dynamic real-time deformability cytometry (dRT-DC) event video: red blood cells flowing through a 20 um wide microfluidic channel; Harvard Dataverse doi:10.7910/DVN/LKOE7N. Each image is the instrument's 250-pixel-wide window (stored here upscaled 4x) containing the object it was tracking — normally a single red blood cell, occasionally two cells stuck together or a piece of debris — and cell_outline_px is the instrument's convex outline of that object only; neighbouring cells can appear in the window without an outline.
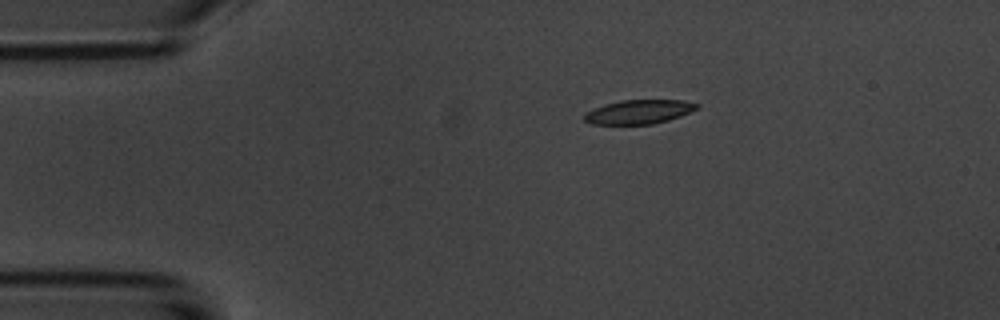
{"species": "common noctule bat (a hibernating species)", "species_latin": "Nyctalus noctula", "temperature_condition": "room temperature", "stored_images_in_passage": 9, "camera_frame_rate_fps": 3000, "um_per_image_px": 0.085, "animal": {"sex": "male", "body_mass_g": 20.1, "forearm_length_mm": 53.5}, "frame": {"image": 1, "passage_image": 1, "time_ms": 0.0, "image_size_px": [1000, 320], "cell_outline_px": [[700, 108], [680, 116], [668, 120], [652, 124], [588, 124], [584, 120], [584, 116], [592, 108], [604, 104], [620, 100], [680, 100], [700, 104]], "centroid_in_image_um": [54.3, 9.5], "position_along_channel_um": 30.7, "area_um2": 15.84}}
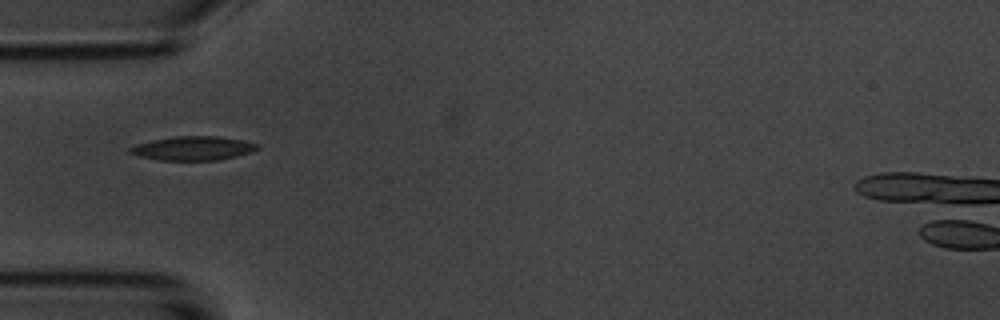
{"frame": {"image": 2, "passage_image": 3, "time_ms": 2.333, "image_size_px": [1000, 320], "cell_outline_px": [[260, 148], [252, 152], [220, 160], [160, 160], [140, 156], [128, 152], [128, 148], [136, 144], [152, 140], [176, 136], [216, 136], [240, 140], [256, 144]], "centroid_in_image_um": [16.39, 12.61], "position_along_channel_um": 68.6, "area_um2": 17.63}}
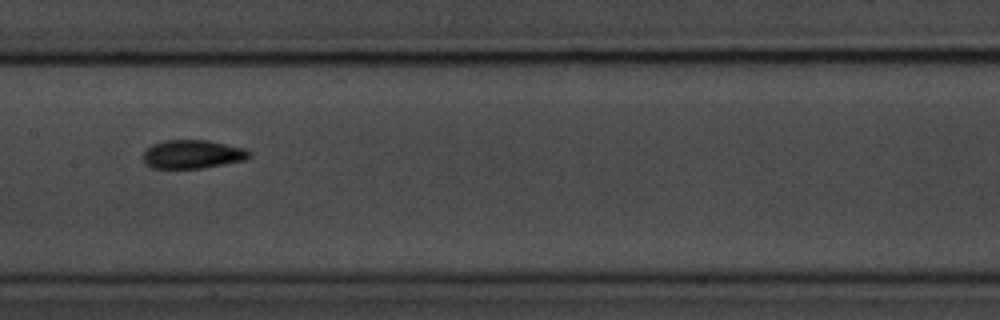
{"frame": {"image": 3, "passage_image": 6, "time_ms": 5.667, "image_size_px": [1000, 320], "cell_outline_px": [[252, 156], [244, 160], [200, 168], [152, 168], [144, 164], [144, 152], [152, 144], [164, 140], [208, 140], [244, 148], [252, 152]], "centroid_in_image_um": [16.36, 13.1], "position_along_channel_um": 191.0, "area_um2": 17.63}}